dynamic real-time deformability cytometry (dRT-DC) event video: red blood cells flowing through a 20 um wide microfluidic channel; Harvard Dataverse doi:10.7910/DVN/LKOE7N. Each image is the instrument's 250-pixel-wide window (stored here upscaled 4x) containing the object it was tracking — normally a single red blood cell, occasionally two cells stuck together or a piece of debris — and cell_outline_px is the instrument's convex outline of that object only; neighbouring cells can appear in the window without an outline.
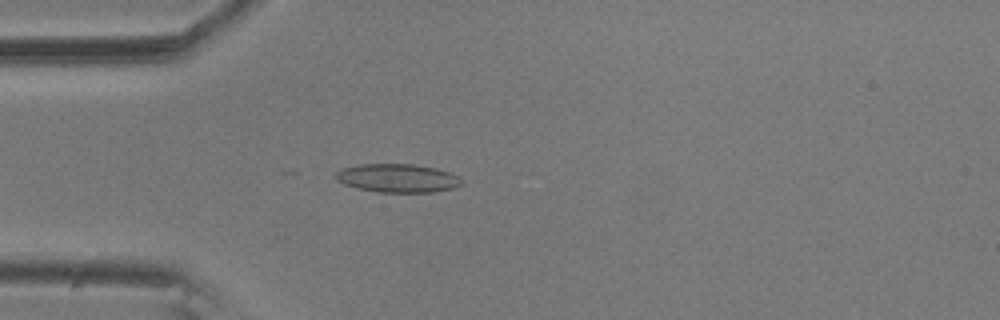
{"species": "common noctule bat (a hibernating species)", "species_latin": "Nyctalus noctula", "temperature_condition": "room temperature", "stored_images_in_passage": 20, "camera_frame_rate_fps": 3000, "um_per_image_px": 0.085, "animal": {"sex": "male", "body_mass_g": 20.5, "forearm_length_mm": 52.5}, "frame": {"image": 1, "passage_image": 3, "time_ms": 0.667, "image_size_px": [1000, 320], "cell_outline_px": [[464, 184], [452, 188], [432, 192], [376, 192], [356, 188], [344, 184], [336, 180], [332, 176], [340, 168], [360, 164], [416, 164], [436, 168], [460, 176]], "centroid_in_image_um": [33.76, 15.14], "position_along_channel_um": 51.2, "area_um2": 21.21}}
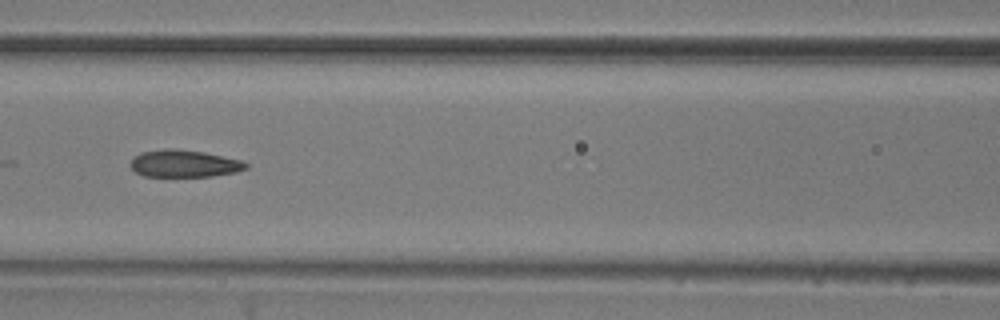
{"frame": {"image": 2, "passage_image": 12, "time_ms": 3.667, "image_size_px": [1000, 320], "cell_outline_px": [[248, 168], [236, 172], [212, 176], [144, 176], [136, 172], [128, 164], [132, 156], [140, 152], [164, 148], [176, 148], [204, 152], [240, 160], [248, 164]], "centroid_in_image_um": [15.6, 13.89], "position_along_channel_um": 151.0, "area_um2": 18.5}}
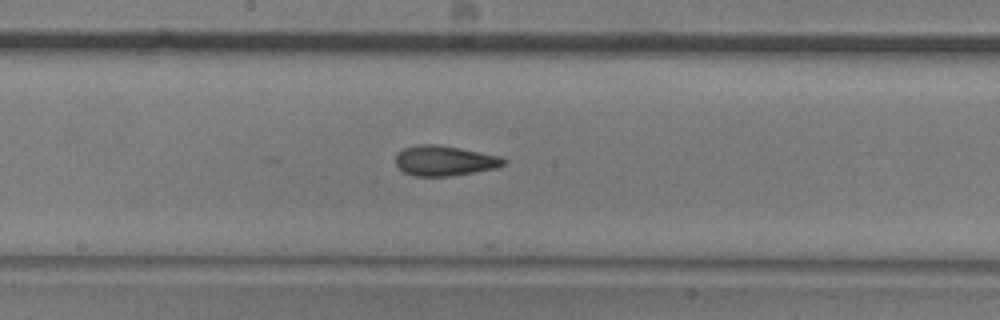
{"frame": {"image": 3, "passage_image": 17, "time_ms": 5.333, "image_size_px": [1000, 320], "cell_outline_px": [[508, 160], [504, 164], [496, 168], [448, 176], [412, 176], [404, 172], [396, 164], [396, 156], [404, 148], [416, 144], [440, 144], [500, 156]], "centroid_in_image_um": [37.78, 13.65], "position_along_channel_um": 210.4, "area_um2": 18.9}}